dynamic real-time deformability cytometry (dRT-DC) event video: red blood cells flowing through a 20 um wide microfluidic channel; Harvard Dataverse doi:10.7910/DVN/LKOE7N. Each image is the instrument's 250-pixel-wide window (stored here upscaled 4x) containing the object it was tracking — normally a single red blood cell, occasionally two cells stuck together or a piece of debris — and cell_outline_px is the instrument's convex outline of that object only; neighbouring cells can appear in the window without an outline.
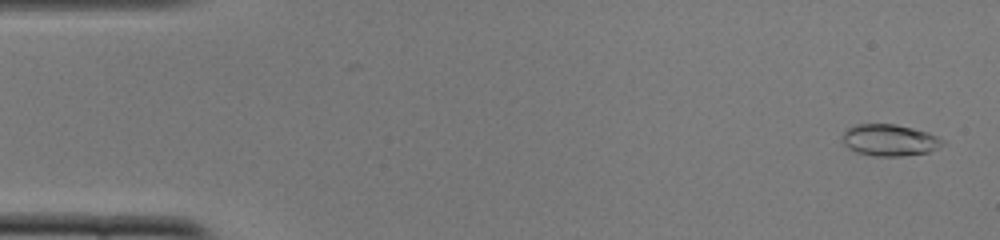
{"species": "common noctule bat (a hibernating species)", "species_latin": "Nyctalus noctula", "temperature_condition": "cold", "stored_images_in_passage": 51, "camera_frame_rate_fps": 3000, "um_per_image_px": 0.085, "animal": {"sex": "female", "body_mass_g": 22.0, "forearm_length_mm": 56.7}, "frame": {"image": 1, "passage_image": 2, "time_ms": 0.333, "image_size_px": [1000, 240], "cell_outline_px": [[944, 144], [928, 152], [900, 156], [872, 156], [856, 152], [848, 148], [844, 144], [844, 132], [848, 128], [856, 124], [896, 124], [928, 132], [944, 140]], "centroid_in_image_um": [75.61, 11.91], "position_along_channel_um": 9.4, "area_um2": 18.32}}
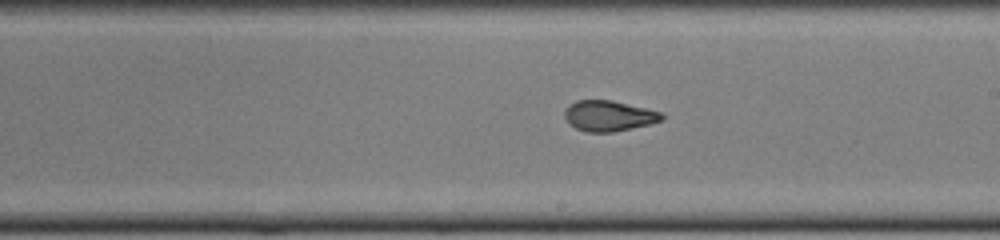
{"frame": {"image": 2, "passage_image": 29, "time_ms": 9.333, "image_size_px": [1000, 240], "cell_outline_px": [[664, 120], [652, 124], [612, 132], [584, 132], [568, 124], [564, 116], [564, 108], [568, 104], [576, 100], [612, 100], [660, 112], [664, 116]], "centroid_in_image_um": [51.7, 9.85], "position_along_channel_um": 237.3, "area_um2": 17.51}}
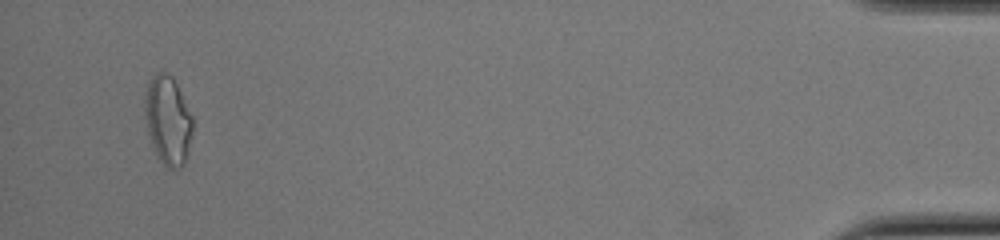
{"frame": {"image": 3, "passage_image": 49, "time_ms": 16.0, "image_size_px": [1000, 240], "cell_outline_px": [[192, 132], [184, 164], [176, 172], [168, 168], [160, 160], [152, 144], [148, 132], [144, 116], [144, 100], [148, 80], [156, 72], [168, 72], [172, 76], [192, 116]], "centroid_in_image_um": [14.25, 10.22], "position_along_channel_um": 421.0, "area_um2": 24.68}, "authors_computed_cell_mechanics": {"area_um2": 17.918, "velocity_mm_per_s": 3.9251, "shape_relaxation_time_tau1_ms": 5.6274, "shape_relaxation_time_tau2_ms": 1.0745, "deformation_change_tau1": 0.2013, "deformation_change_tau2": 0.0736}}